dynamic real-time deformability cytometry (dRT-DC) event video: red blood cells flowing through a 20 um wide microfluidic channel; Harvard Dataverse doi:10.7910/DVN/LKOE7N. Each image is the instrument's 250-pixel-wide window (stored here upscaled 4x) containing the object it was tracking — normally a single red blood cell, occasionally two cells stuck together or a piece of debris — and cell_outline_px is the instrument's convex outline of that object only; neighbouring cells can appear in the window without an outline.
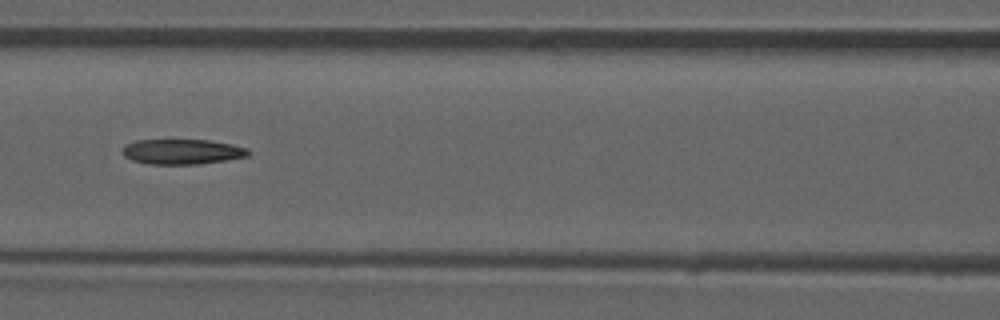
{"species": "common noctule bat (a hibernating species)", "species_latin": "Nyctalus noctula", "temperature_condition": "room temperature", "stored_images_in_passage": 51, "camera_frame_rate_fps": 3000, "um_per_image_px": 0.085, "animal": {"sex": "male", "forearm_length_mm": 52.5}, "frame": {"image": 1, "passage_image": 22, "time_ms": 7.0, "image_size_px": [1000, 320], "cell_outline_px": [[252, 152], [248, 156], [200, 164], [148, 164], [132, 160], [124, 156], [120, 152], [124, 144], [136, 140], [208, 140], [232, 144], [248, 148]], "centroid_in_image_um": [15.46, 12.89], "position_along_channel_um": 151.1, "area_um2": 18.61}}